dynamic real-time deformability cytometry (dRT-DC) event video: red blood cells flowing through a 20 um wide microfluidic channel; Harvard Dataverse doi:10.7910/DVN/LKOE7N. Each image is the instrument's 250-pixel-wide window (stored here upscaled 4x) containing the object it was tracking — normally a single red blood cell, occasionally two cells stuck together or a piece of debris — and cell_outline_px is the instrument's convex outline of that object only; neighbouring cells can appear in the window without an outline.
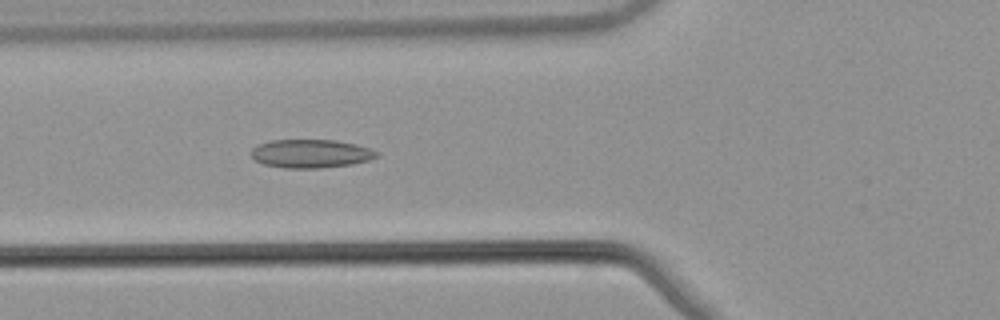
{"species": "common noctule bat (a hibernating species)", "species_latin": "Nyctalus noctula", "temperature_condition": "warm", "stored_images_in_passage": 53, "camera_frame_rate_fps": 3000, "um_per_image_px": 0.085, "animal": {"sex": "male", "body_mass_g": 21.5, "forearm_length_mm": 52.0}, "frame": {"image": 1, "passage_image": 20, "time_ms": 6.333, "image_size_px": [1000, 320], "cell_outline_px": [[380, 156], [368, 160], [352, 164], [320, 168], [284, 168], [264, 164], [256, 160], [252, 156], [252, 148], [260, 144], [272, 140], [336, 140], [356, 144], [380, 152]], "centroid_in_image_um": [26.46, 13.06], "position_along_channel_um": 99.3, "area_um2": 20.75}}
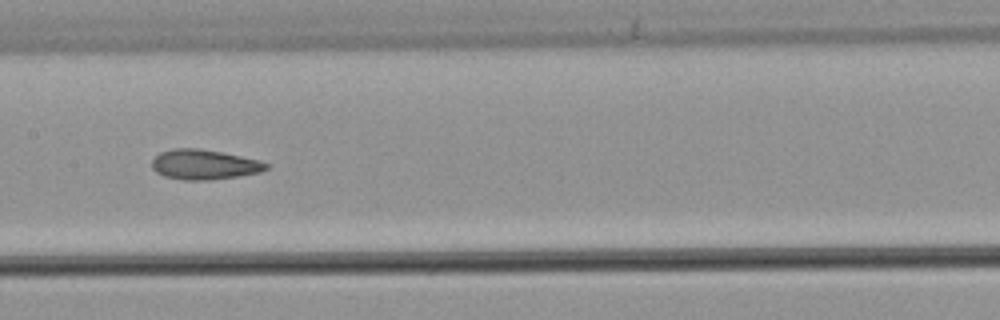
{"frame": {"image": 2, "passage_image": 27, "time_ms": 8.667, "image_size_px": [1000, 320], "cell_outline_px": [[268, 168], [260, 172], [212, 180], [184, 180], [164, 176], [156, 172], [152, 168], [152, 160], [160, 152], [172, 148], [200, 148], [260, 160], [268, 164]], "centroid_in_image_um": [17.33, 13.98], "position_along_channel_um": 190.1, "area_um2": 19.88}}
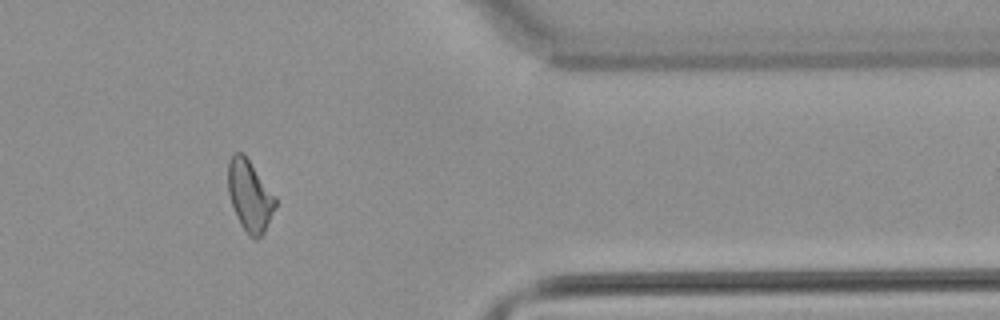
{"frame": {"image": 3, "passage_image": 44, "time_ms": 14.333, "image_size_px": [1000, 320], "cell_outline_px": [[276, 204], [264, 232], [256, 240], [248, 236], [240, 224], [236, 216], [228, 192], [228, 160], [232, 152], [244, 152], [276, 196]], "centroid_in_image_um": [21.21, 16.6], "position_along_channel_um": 390.2, "area_um2": 19.83}, "authors_computed_cell_mechanics": {"area_um2": 19.9988, "velocity_mm_per_s": 3.868, "shape_relaxation_time_tau1_ms": null, "shape_relaxation_time_tau2_ms": 2.8959, "deformation_change_tau1": null, "deformation_change_tau2": 0.1127}}